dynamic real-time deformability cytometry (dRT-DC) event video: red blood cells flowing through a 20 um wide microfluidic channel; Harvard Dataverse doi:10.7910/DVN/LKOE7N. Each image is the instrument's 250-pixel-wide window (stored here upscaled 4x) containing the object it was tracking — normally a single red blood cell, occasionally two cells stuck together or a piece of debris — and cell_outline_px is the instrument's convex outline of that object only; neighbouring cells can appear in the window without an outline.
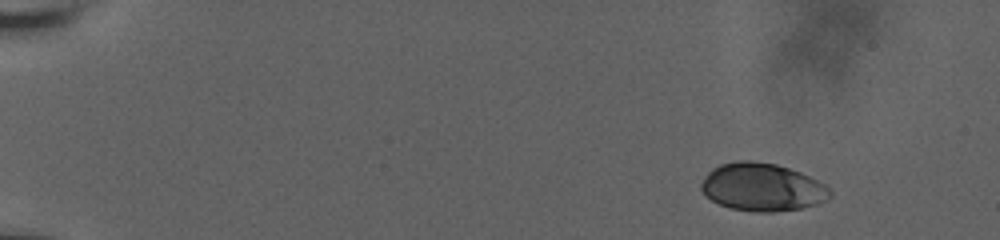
{"species": "human", "species_latin": "Homo sapiens", "temperature_condition": "room temperature", "stored_images_in_passage": 51, "camera_frame_rate_fps": 3000, "um_per_image_px": 0.085, "donor": {"sex": "male"}, "frame": {"image": 1, "passage_image": 1, "time_ms": 0.0, "image_size_px": [1000, 240], "cell_outline_px": [[832, 196], [816, 204], [800, 208], [772, 212], [756, 212], [732, 208], [720, 204], [704, 196], [700, 188], [700, 184], [704, 176], [712, 168], [720, 164], [736, 160], [752, 160], [776, 164], [800, 172], [824, 184], [832, 192]], "centroid_in_image_um": [64.74, 15.9], "position_along_channel_um": 20.3, "area_um2": 35.95}}
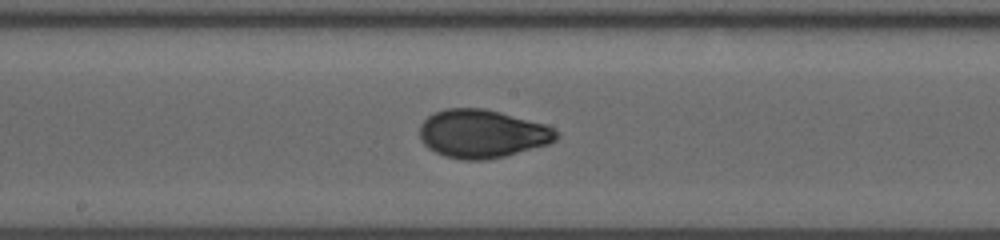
{"frame": {"image": 2, "passage_image": 27, "time_ms": 8.667, "image_size_px": [1000, 240], "cell_outline_px": [[560, 136], [556, 140], [548, 144], [504, 156], [484, 160], [464, 160], [444, 156], [428, 148], [420, 140], [420, 124], [428, 116], [444, 108], [484, 108], [500, 112], [544, 124], [560, 132]], "centroid_in_image_um": [40.98, 11.37], "position_along_channel_um": 207.2, "area_um2": 38.44}}
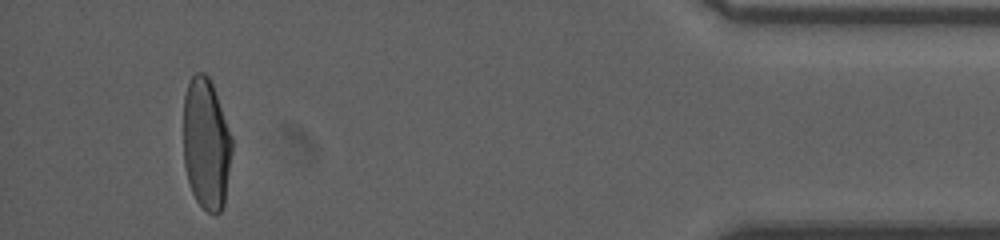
{"frame": {"image": 3, "passage_image": 48, "time_ms": 15.667, "image_size_px": [1000, 240], "cell_outline_px": [[232, 152], [224, 204], [220, 212], [216, 216], [208, 212], [196, 200], [192, 192], [188, 180], [184, 164], [184, 96], [188, 84], [192, 76], [196, 72], [204, 72], [208, 76], [212, 84], [232, 136]], "centroid_in_image_um": [17.53, 12.25], "position_along_channel_um": 417.7, "area_um2": 37.17}, "authors_computed_cell_mechanics": {"area_um2": 37.3966, "velocity_mm_per_s": 3.8208, "shape_relaxation_time_tau1_ms": 6.5916, "shape_relaxation_time_tau2_ms": 0.7791, "deformation_change_tau1": 0.212, "deformation_change_tau2": 0.0442}}